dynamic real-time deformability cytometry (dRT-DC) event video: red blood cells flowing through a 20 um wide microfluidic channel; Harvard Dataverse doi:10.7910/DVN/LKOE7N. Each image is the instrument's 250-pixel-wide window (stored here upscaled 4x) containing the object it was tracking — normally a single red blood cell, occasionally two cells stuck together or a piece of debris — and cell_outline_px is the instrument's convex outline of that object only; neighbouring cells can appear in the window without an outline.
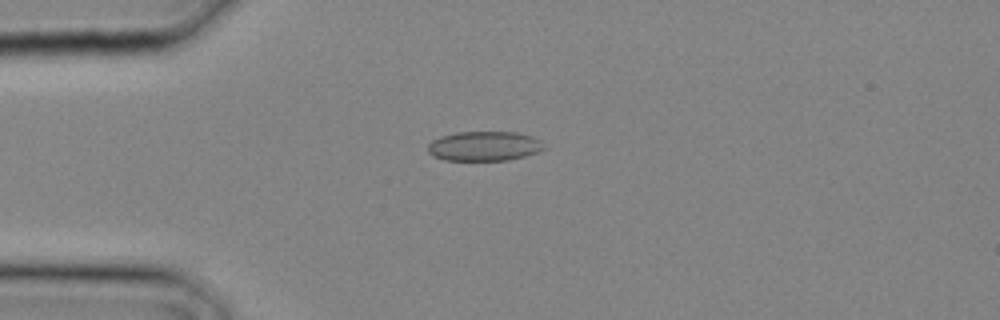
{"species": "common noctule bat (a hibernating species)", "species_latin": "Nyctalus noctula", "temperature_condition": "cold", "stored_images_in_passage": 2, "camera_frame_rate_fps": 3000, "um_per_image_px": 0.085, "animal": {"sex": "male", "body_mass_g": 20.4}, "frame": {"image": 1, "passage_image": 2, "time_ms": 0.333, "image_size_px": [1000, 320], "cell_outline_px": [[544, 148], [536, 152], [524, 156], [508, 160], [444, 160], [432, 156], [428, 152], [428, 144], [432, 140], [440, 136], [456, 132], [516, 132], [532, 136], [540, 140]], "centroid_in_image_um": [41.11, 12.41], "position_along_channel_um": 43.9, "area_um2": 20.0}}